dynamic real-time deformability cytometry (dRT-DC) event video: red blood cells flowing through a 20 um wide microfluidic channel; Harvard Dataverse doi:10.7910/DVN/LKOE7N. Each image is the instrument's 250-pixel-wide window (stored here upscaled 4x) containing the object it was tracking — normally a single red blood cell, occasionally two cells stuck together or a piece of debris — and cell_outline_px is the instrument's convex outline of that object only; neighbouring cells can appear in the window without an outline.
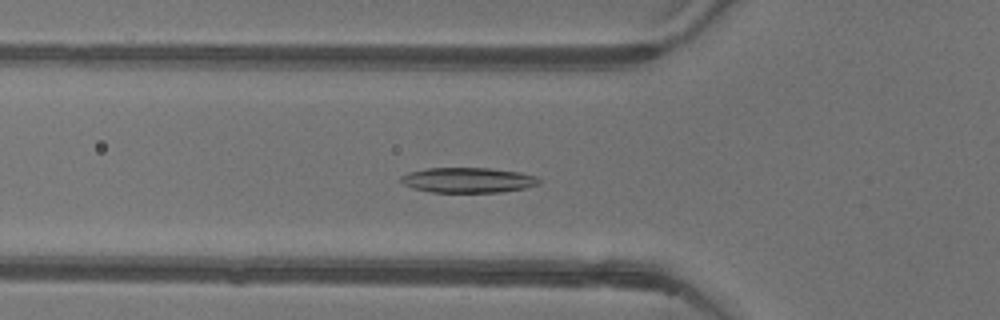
{"species": "common noctule bat (a hibernating species)", "species_latin": "Nyctalus noctula", "temperature_condition": "warm", "stored_images_in_passage": 52, "camera_frame_rate_fps": 3000, "um_per_image_px": 0.085, "animal": {"sex": "female"}, "frame": {"image": 1, "passage_image": 18, "time_ms": 5.667, "image_size_px": [1000, 320], "cell_outline_px": [[540, 184], [524, 188], [500, 192], [432, 192], [412, 188], [404, 184], [400, 180], [400, 176], [408, 172], [428, 168], [488, 168], [520, 172], [536, 176], [540, 180]], "centroid_in_image_um": [39.77, 15.31], "position_along_channel_um": 86.0, "area_um2": 20.23}}
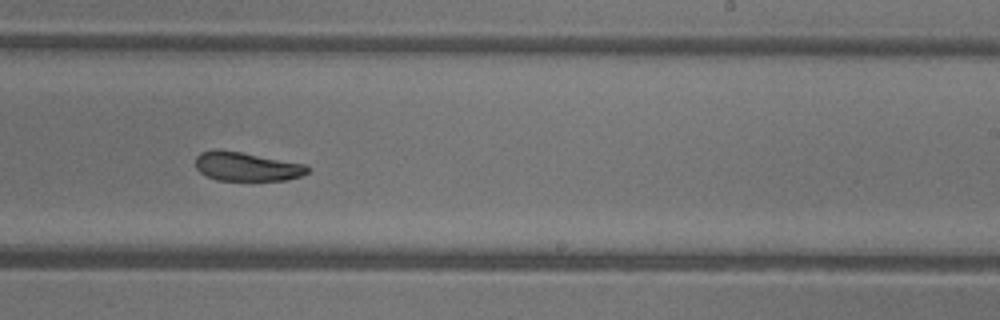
{"frame": {"image": 2, "passage_image": 32, "time_ms": 10.333, "image_size_px": [1000, 320], "cell_outline_px": [[308, 172], [300, 176], [288, 180], [216, 180], [200, 172], [196, 168], [196, 156], [200, 152], [216, 148], [240, 152], [304, 164], [308, 168]], "centroid_in_image_um": [20.91, 14.15], "position_along_channel_um": 268.1, "area_um2": 18.73}}
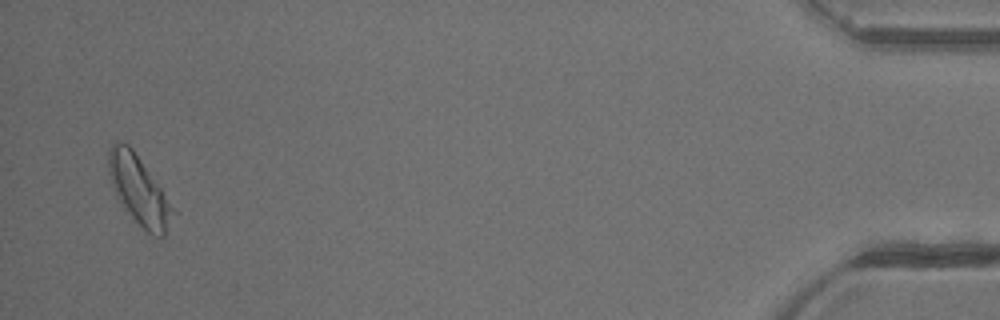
{"frame": {"image": 3, "passage_image": 51, "time_ms": 16.667, "image_size_px": [1000, 320], "cell_outline_px": [[180, 212], [164, 236], [152, 236], [124, 212], [116, 196], [108, 172], [108, 148], [116, 140], [128, 144], [132, 148]], "centroid_in_image_um": [11.87, 16.23], "position_along_channel_um": 423.3, "area_um2": 26.82}, "authors_computed_cell_mechanics": {"area_um2": 20.9236, "velocity_mm_per_s": 3.899, "shape_relaxation_time_tau1_ms": 3.7052, "shape_relaxation_time_tau2_ms": 4.2981, "deformation_change_tau1": 0.151, "deformation_change_tau2": 0.0832}}